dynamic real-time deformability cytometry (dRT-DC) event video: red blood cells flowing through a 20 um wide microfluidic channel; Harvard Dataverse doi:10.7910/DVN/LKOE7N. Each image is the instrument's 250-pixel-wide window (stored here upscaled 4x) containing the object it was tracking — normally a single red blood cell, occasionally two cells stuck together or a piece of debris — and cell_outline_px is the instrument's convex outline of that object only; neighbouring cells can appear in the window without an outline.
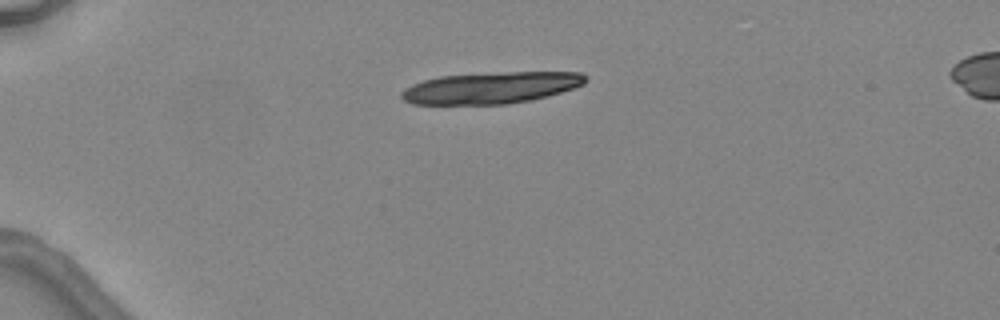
{"species": "common noctule bat (a hibernating species)", "species_latin": "Nyctalus noctula", "temperature_condition": "warm", "stored_images_in_passage": 3, "segment_of_instrument_passage": [1, 2], "camera_frame_rate_fps": 3000, "um_per_image_px": 0.085, "animal": {"sex": "female", "body_mass_g": 24.6, "forearm_length_mm": 56.2}, "frame": {"image": 1, "passage_image": 1, "time_ms": 0.0, "image_size_px": [1000, 320], "cell_outline_px": [[588, 80], [584, 84], [548, 96], [532, 100], [508, 104], [412, 104], [404, 100], [400, 96], [400, 92], [404, 88], [412, 84], [424, 80], [440, 76], [508, 72], [580, 72], [588, 76]], "centroid_in_image_um": [41.74, 7.46], "position_along_channel_um": 43.3, "area_um2": 33.87}}